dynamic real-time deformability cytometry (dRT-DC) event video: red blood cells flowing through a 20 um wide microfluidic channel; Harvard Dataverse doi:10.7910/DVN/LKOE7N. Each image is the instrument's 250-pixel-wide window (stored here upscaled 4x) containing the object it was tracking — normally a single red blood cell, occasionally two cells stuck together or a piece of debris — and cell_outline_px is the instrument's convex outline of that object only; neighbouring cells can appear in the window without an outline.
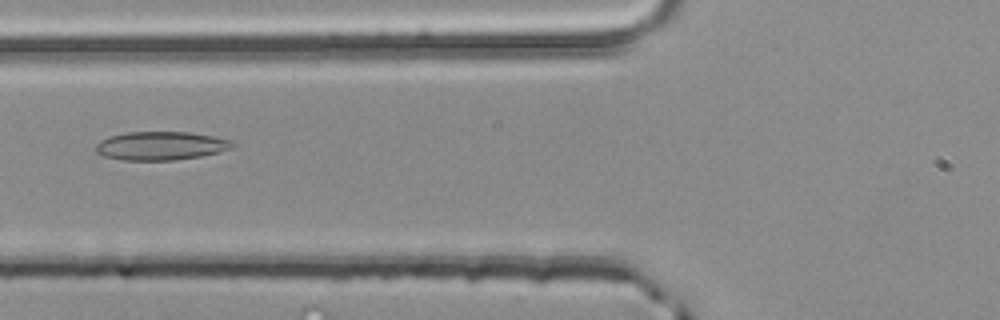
{"species": "common noctule bat (a hibernating species)", "species_latin": "Nyctalus noctula", "temperature_condition": "room temperature", "stored_images_in_passage": 33, "camera_frame_rate_fps": 3000, "um_per_image_px": 0.085, "animal": {"sex": "male", "body_mass_g": 20.4}, "frame": {"image": 1, "passage_image": 5, "time_ms": 1.333, "image_size_px": [1000, 320], "cell_outline_px": [[236, 144], [232, 148], [220, 152], [200, 156], [176, 160], [124, 160], [104, 156], [96, 152], [96, 144], [100, 140], [112, 136], [128, 132], [188, 132], [212, 136], [228, 140]], "centroid_in_image_um": [13.67, 12.4], "position_along_channel_um": 112.1, "area_um2": 22.54}}
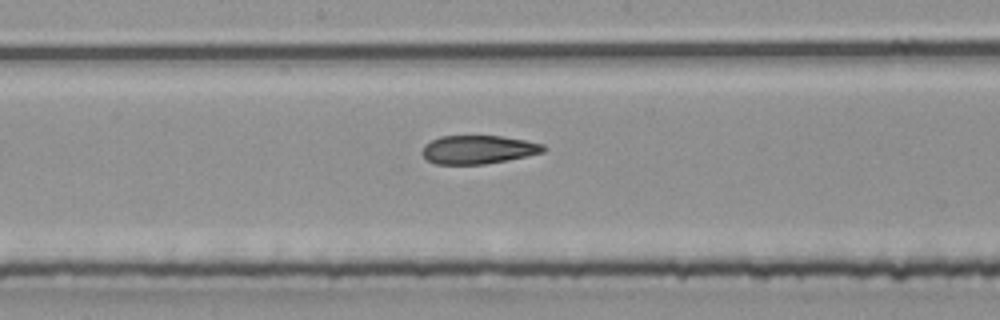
{"frame": {"image": 2, "passage_image": 12, "time_ms": 3.667, "image_size_px": [1000, 320], "cell_outline_px": [[548, 148], [544, 152], [528, 156], [484, 164], [436, 164], [428, 160], [420, 152], [424, 144], [440, 136], [500, 136], [524, 140], [544, 144]], "centroid_in_image_um": [40.65, 12.71], "position_along_channel_um": 207.5, "area_um2": 20.17}}
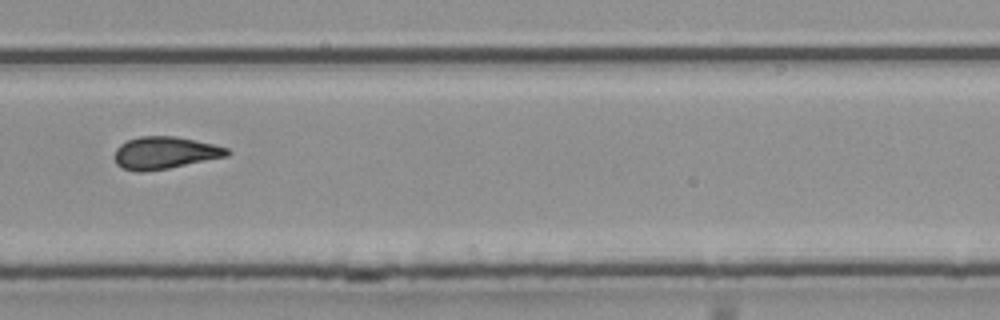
{"frame": {"image": 3, "passage_image": 20, "time_ms": 6.333, "image_size_px": [1000, 320], "cell_outline_px": [[232, 152], [228, 156], [168, 168], [144, 172], [136, 172], [124, 168], [116, 164], [112, 156], [116, 148], [120, 144], [128, 140], [140, 136], [176, 136], [212, 144], [228, 148]], "centroid_in_image_um": [13.98, 12.99], "position_along_channel_um": 315.8, "area_um2": 21.27}, "authors_computed_cell_mechanics": {"area_um2": 21.097, "velocity_mm_per_s": 4.0825, "shape_relaxation_time_tau1_ms": null, "shape_relaxation_time_tau2_ms": 3.9248, "deformation_change_tau1": null, "deformation_change_tau2": 0.1312}}